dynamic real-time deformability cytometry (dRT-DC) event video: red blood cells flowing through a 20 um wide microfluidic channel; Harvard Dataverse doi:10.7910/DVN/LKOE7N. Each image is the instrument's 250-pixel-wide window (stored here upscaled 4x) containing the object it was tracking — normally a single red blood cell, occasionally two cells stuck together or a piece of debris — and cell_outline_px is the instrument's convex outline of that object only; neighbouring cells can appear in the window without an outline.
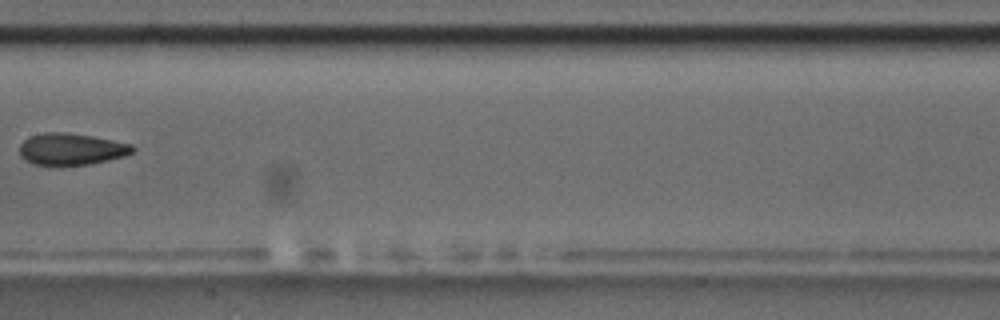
{"species": "common noctule bat (a hibernating species)", "species_latin": "Nyctalus noctula", "temperature_condition": "room temperature", "stored_images_in_passage": 9, "camera_frame_rate_fps": 3000, "um_per_image_px": 0.085, "animal": {"sex": "male", "body_mass_g": 17.5, "forearm_length_mm": 52.3}, "frame": {"image": 1, "passage_image": 8, "time_ms": 9.0, "image_size_px": [1000, 320], "cell_outline_px": [[136, 148], [132, 152], [124, 156], [108, 160], [88, 164], [60, 168], [52, 168], [32, 164], [24, 160], [20, 156], [20, 144], [24, 140], [32, 136], [44, 132], [64, 132], [92, 136], [132, 144]], "centroid_in_image_um": [6.01, 12.72], "position_along_channel_um": 201.4, "area_um2": 21.56}}
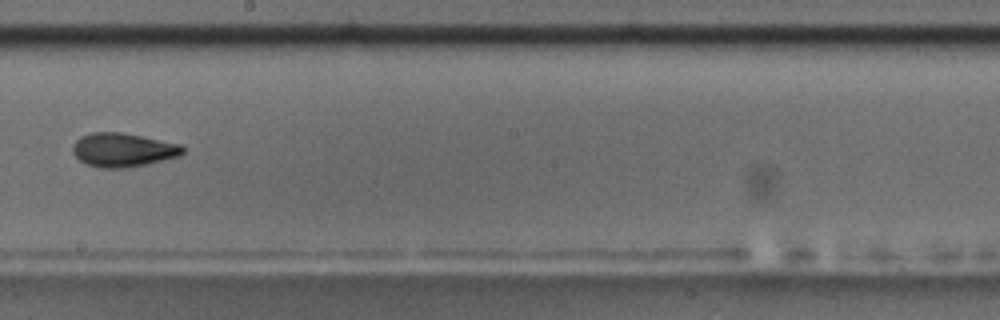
{"frame": {"image": 2, "passage_image": 9, "time_ms": 10.0, "image_size_px": [1000, 320], "cell_outline_px": [[184, 152], [180, 156], [148, 164], [128, 168], [100, 168], [88, 164], [80, 160], [72, 152], [72, 144], [80, 136], [92, 132], [120, 132], [180, 144], [184, 148]], "centroid_in_image_um": [10.44, 12.75], "position_along_channel_um": 237.8, "area_um2": 21.73}}